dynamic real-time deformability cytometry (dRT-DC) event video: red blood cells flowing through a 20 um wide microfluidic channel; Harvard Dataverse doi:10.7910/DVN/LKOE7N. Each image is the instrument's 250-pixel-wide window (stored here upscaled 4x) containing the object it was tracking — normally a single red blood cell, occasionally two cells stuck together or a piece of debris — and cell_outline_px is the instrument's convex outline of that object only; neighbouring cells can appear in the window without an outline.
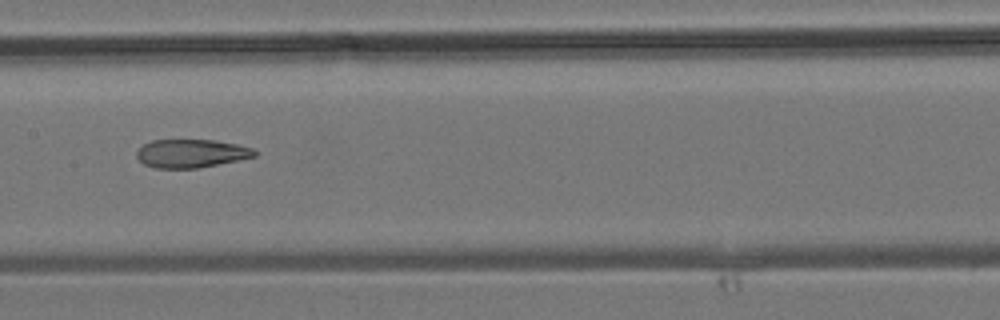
{"species": "common noctule bat (a hibernating species)", "species_latin": "Nyctalus noctula", "temperature_condition": "room temperature", "stored_images_in_passage": 7, "camera_frame_rate_fps": 3000, "um_per_image_px": 0.085, "animal": {"sex": "male", "body_mass_g": 19.2, "forearm_length_mm": 51.8}, "frame": {"image": 1, "passage_image": 5, "time_ms": 1.333, "image_size_px": [1000, 320], "cell_outline_px": [[256, 156], [196, 168], [156, 168], [144, 164], [136, 156], [136, 152], [144, 144], [152, 140], [216, 140], [236, 144], [252, 148], [256, 152]], "centroid_in_image_um": [16.23, 13.03], "position_along_channel_um": 191.2, "area_um2": 19.19}}
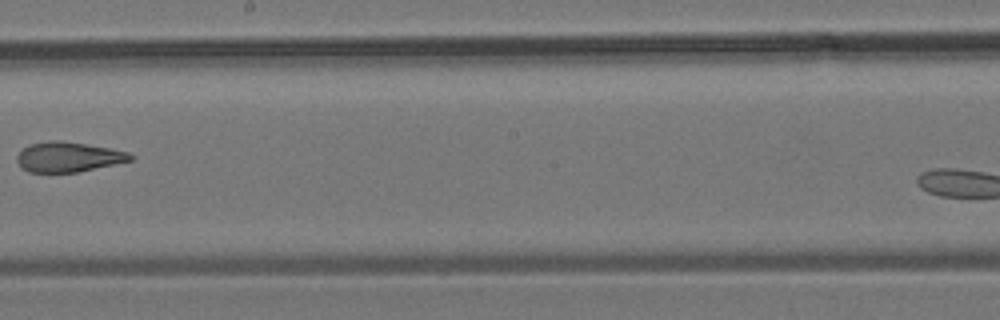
{"frame": {"image": 2, "passage_image": 6, "time_ms": 1.667, "image_size_px": [1000, 320], "cell_outline_px": [[132, 160], [76, 172], [28, 172], [20, 168], [16, 160], [16, 156], [28, 144], [48, 140], [60, 140], [108, 148], [128, 152], [132, 156]], "centroid_in_image_um": [5.72, 13.34], "position_along_channel_um": 242.5, "area_um2": 19.65}}